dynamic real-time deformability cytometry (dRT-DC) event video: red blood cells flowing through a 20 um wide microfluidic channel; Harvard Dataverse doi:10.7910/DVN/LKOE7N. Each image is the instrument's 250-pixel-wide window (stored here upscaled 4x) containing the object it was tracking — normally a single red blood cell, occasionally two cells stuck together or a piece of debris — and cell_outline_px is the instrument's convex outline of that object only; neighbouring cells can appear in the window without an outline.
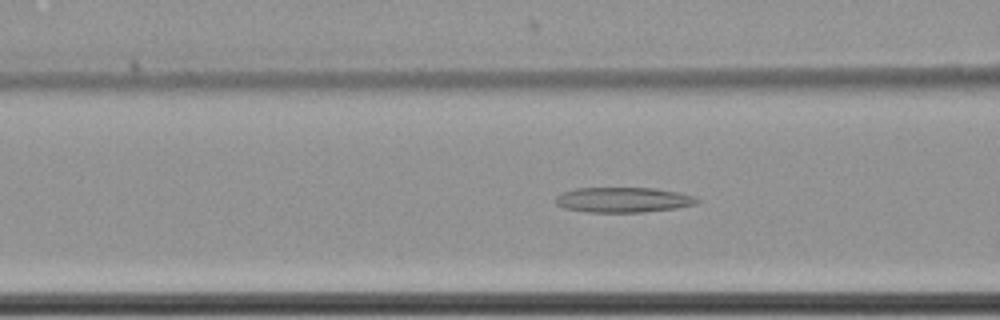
{"species": "common noctule bat (a hibernating species)", "species_latin": "Nyctalus noctula", "temperature_condition": "cold", "stored_images_in_passage": 62, "camera_frame_rate_fps": 3000, "um_per_image_px": 0.085, "animal": {"sex": "female", "body_mass_g": 22.7, "forearm_length_mm": 54.2}, "frame": {"image": 1, "passage_image": 27, "time_ms": 8.667, "image_size_px": [1000, 320], "cell_outline_px": [[700, 200], [696, 204], [676, 208], [644, 212], [584, 212], [564, 208], [556, 204], [556, 196], [560, 192], [576, 188], [652, 188], [680, 192], [692, 196]], "centroid_in_image_um": [52.93, 16.98], "position_along_channel_um": 113.7, "area_um2": 20.81}}
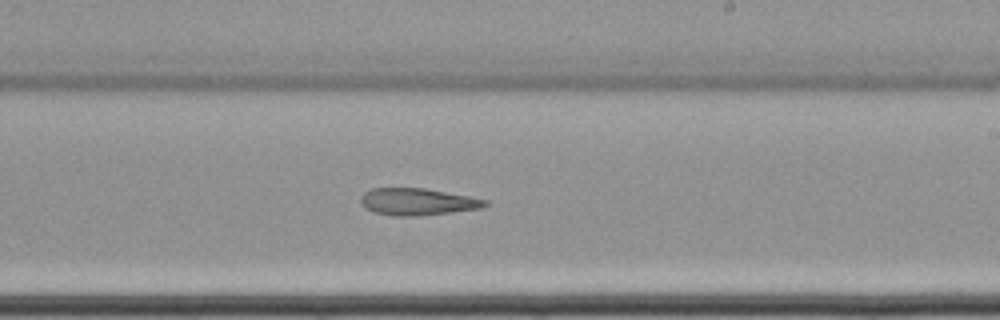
{"frame": {"image": 2, "passage_image": 39, "time_ms": 12.667, "image_size_px": [1000, 320], "cell_outline_px": [[488, 204], [480, 208], [420, 216], [392, 216], [376, 212], [364, 208], [360, 204], [360, 196], [364, 192], [372, 188], [424, 188], [468, 196], [488, 200]], "centroid_in_image_um": [35.43, 17.15], "position_along_channel_um": 253.6, "area_um2": 19.54}}
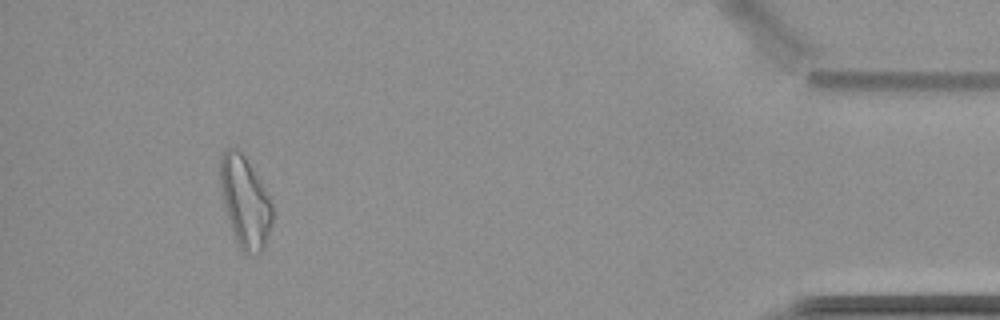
{"frame": {"image": 3, "passage_image": 58, "time_ms": 19.0, "image_size_px": [1000, 320], "cell_outline_px": [[272, 224], [264, 248], [260, 252], [244, 252], [240, 248], [236, 240], [224, 208], [220, 192], [220, 156], [224, 148], [240, 148], [268, 196], [272, 204]], "centroid_in_image_um": [20.8, 17.11], "position_along_channel_um": 414.4, "area_um2": 27.4}, "authors_computed_cell_mechanics": {"area_um2": 24.9118, "velocity_mm_per_s": 3.4993, "shape_relaxation_time_tau1_ms": null, "shape_relaxation_time_tau2_ms": 7.974, "deformation_change_tau1": null, "deformation_change_tau2": 0.2007}}